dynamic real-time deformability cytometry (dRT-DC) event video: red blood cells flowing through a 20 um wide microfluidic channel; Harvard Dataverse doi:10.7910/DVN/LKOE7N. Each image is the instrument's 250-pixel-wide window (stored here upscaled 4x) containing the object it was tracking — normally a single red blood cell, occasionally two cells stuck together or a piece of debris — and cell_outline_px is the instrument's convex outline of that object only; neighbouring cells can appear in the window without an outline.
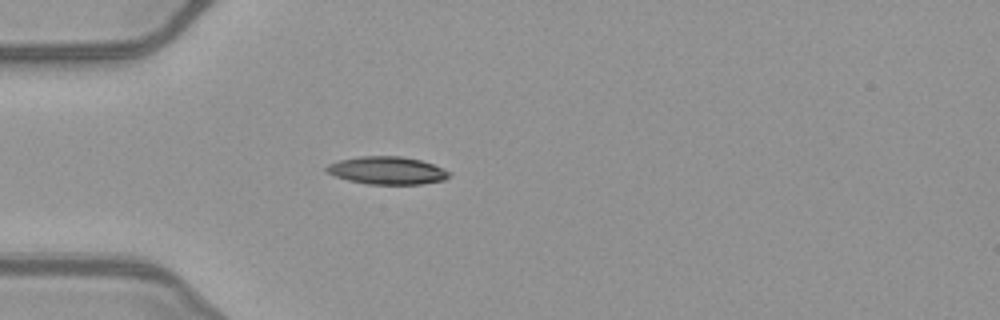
{"species": "common noctule bat (a hibernating species)", "species_latin": "Nyctalus noctula", "temperature_condition": "warm", "stored_images_in_passage": 37, "camera_frame_rate_fps": 3000, "um_per_image_px": 0.085, "animal": {"sex": "female", "body_mass_g": 21.9}, "frame": {"image": 1, "passage_image": 1, "time_ms": 0.0, "image_size_px": [1000, 320], "cell_outline_px": [[452, 176], [444, 180], [420, 184], [368, 184], [348, 180], [324, 172], [324, 168], [328, 164], [340, 160], [360, 156], [400, 156], [420, 160], [432, 164], [452, 172]], "centroid_in_image_um": [32.9, 14.49], "position_along_channel_um": 52.1, "area_um2": 19.88}}
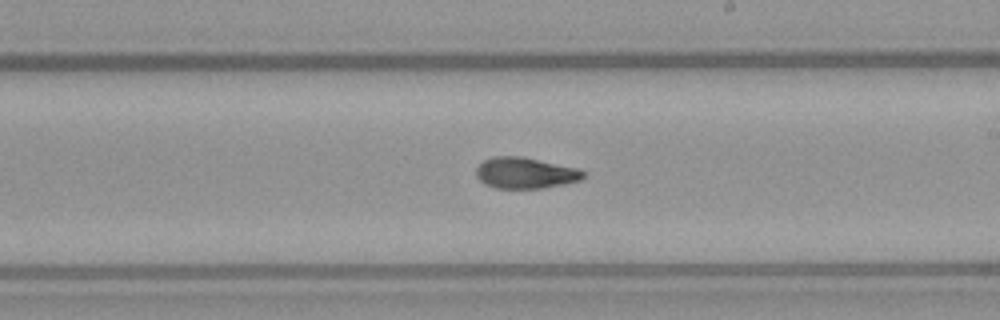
{"frame": {"image": 2, "passage_image": 16, "time_ms": 5.0, "image_size_px": [1000, 320], "cell_outline_px": [[588, 176], [580, 180], [564, 184], [544, 188], [496, 188], [484, 184], [476, 176], [476, 168], [484, 160], [492, 156], [524, 156], [580, 168]], "centroid_in_image_um": [44.69, 14.69], "position_along_channel_um": 244.3, "area_um2": 19.77}}
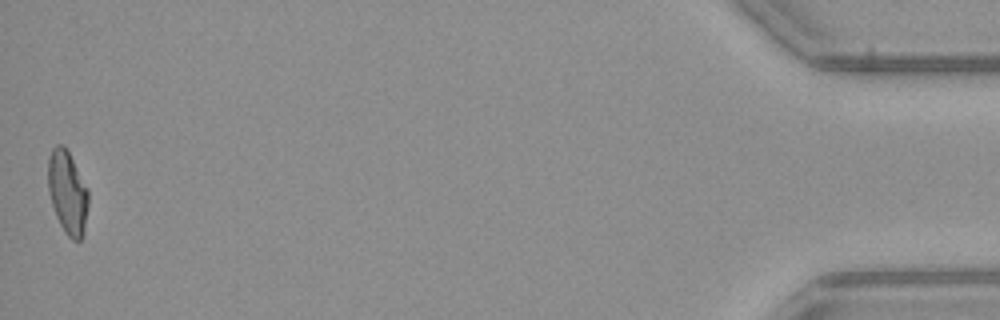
{"frame": {"image": 3, "passage_image": 37, "time_ms": 12.0, "image_size_px": [1000, 320], "cell_outline_px": [[88, 204], [84, 232], [80, 240], [72, 240], [64, 232], [56, 216], [48, 192], [48, 156], [52, 148], [56, 144], [64, 144], [88, 188]], "centroid_in_image_um": [5.73, 16.34], "position_along_channel_um": 429.5, "area_um2": 19.65}, "authors_computed_cell_mechanics": {"area_um2": 19.5942, "velocity_mm_per_s": 4.0454, "shape_relaxation_time_tau1_ms": 9.355, "shape_relaxation_time_tau2_ms": 1.7742, "deformation_change_tau1": 0.2691, "deformation_change_tau2": 0.0855}}